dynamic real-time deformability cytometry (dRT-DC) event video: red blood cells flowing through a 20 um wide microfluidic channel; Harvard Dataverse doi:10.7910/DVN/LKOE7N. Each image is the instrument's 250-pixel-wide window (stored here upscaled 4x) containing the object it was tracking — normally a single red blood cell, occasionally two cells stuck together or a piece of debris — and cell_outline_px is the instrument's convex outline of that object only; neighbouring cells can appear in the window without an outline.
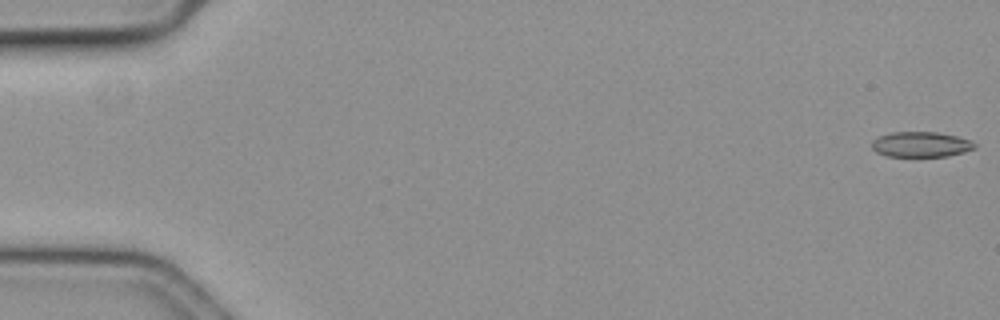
{"species": "common noctule bat (a hibernating species)", "species_latin": "Nyctalus noctula", "temperature_condition": "cold", "stored_images_in_passage": 3, "camera_frame_rate_fps": 3000, "um_per_image_px": 0.085, "animal": {"sex": "female", "body_mass_g": 19.3, "forearm_length_mm": 54.1}, "frame": {"image": 1, "passage_image": 1, "time_ms": 0.0, "image_size_px": [1000, 320], "cell_outline_px": [[976, 148], [964, 152], [948, 156], [888, 156], [876, 152], [872, 148], [872, 140], [876, 136], [892, 132], [936, 132], [956, 136], [972, 140], [976, 144]], "centroid_in_image_um": [78.28, 12.27], "position_along_channel_um": 6.7, "area_um2": 15.26}}